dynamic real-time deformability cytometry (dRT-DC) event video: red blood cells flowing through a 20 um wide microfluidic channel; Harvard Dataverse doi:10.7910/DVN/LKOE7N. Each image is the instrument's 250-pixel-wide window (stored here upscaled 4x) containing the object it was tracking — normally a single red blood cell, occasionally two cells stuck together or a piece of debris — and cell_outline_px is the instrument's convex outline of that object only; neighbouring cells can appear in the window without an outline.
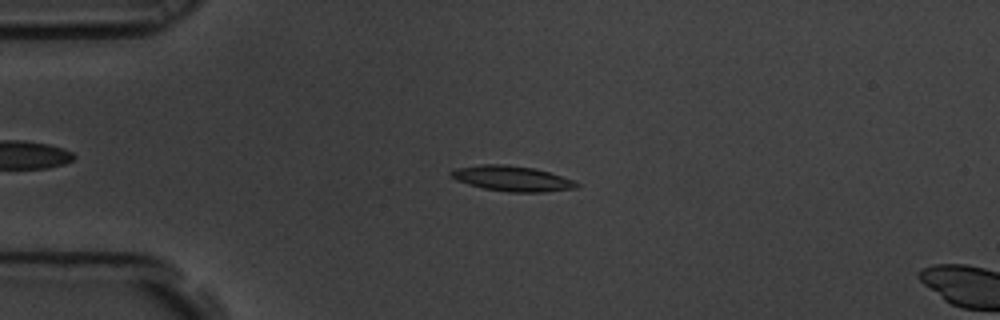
{"species": "common noctule bat (a hibernating species)", "species_latin": "Nyctalus noctula", "temperature_condition": "room temperature", "stored_images_in_passage": 6, "camera_frame_rate_fps": 3000, "um_per_image_px": 0.085, "animal": {"sex": "male", "body_mass_g": 19.5, "forearm_length_mm": 54.6}, "frame": {"image": 1, "passage_image": 5, "time_ms": 1.333, "image_size_px": [1000, 320], "cell_outline_px": [[580, 184], [576, 188], [544, 192], [508, 192], [484, 188], [468, 184], [456, 180], [448, 176], [448, 172], [456, 168], [480, 164], [508, 164], [536, 168], [572, 180]], "centroid_in_image_um": [43.47, 15.16], "position_along_channel_um": 41.5, "area_um2": 18.61}}